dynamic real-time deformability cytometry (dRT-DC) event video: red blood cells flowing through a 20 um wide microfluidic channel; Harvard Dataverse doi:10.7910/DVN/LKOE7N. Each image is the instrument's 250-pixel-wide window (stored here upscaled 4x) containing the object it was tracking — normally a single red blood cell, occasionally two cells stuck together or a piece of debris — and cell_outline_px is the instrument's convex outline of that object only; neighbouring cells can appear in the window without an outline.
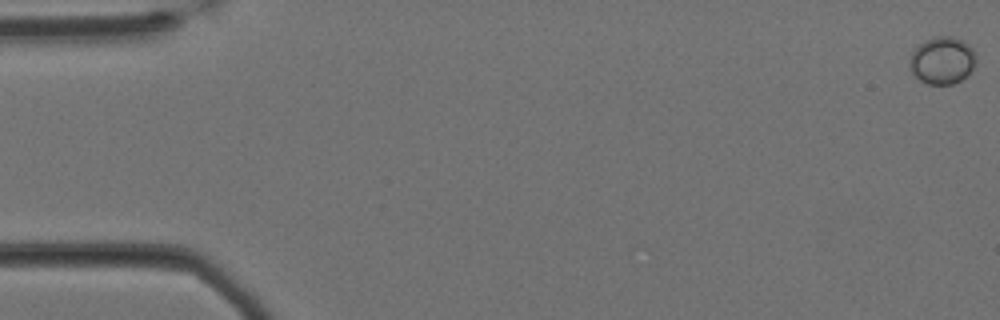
{"species": "Egyptian fruit bat (a non-hibernating species)", "species_latin": "Rousettus aegyptiacus", "temperature_condition": "cold", "stored_images_in_passage": 27, "camera_frame_rate_fps": 3000, "um_per_image_px": 0.085, "animal": {"sex": "female"}, "frame": {"image": 1, "passage_image": 1, "time_ms": 0.0, "image_size_px": [1000, 320], "cell_outline_px": [[976, 60], [972, 68], [960, 80], [952, 84], [928, 84], [912, 76], [908, 64], [908, 60], [912, 52], [924, 40], [936, 36], [952, 36], [968, 44], [972, 48], [976, 56]], "centroid_in_image_um": [80.04, 5.13], "position_along_channel_um": 5.0, "area_um2": 18.32}}
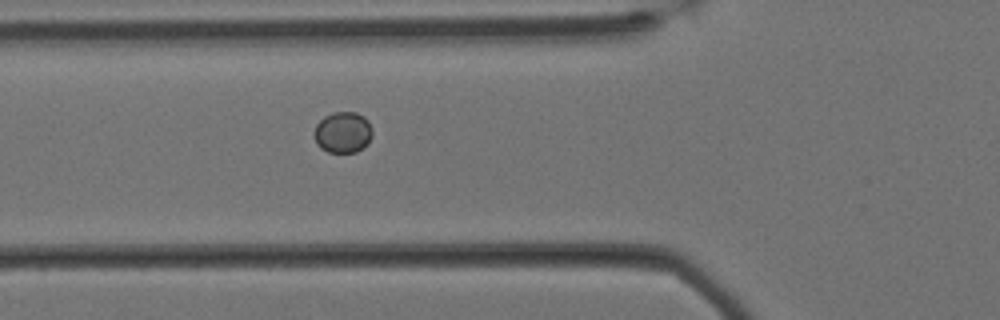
{"frame": {"image": 2, "passage_image": 22, "time_ms": 7.0, "image_size_px": [1000, 320], "cell_outline_px": [[372, 136], [368, 144], [364, 148], [356, 152], [328, 152], [320, 148], [316, 144], [316, 124], [324, 116], [332, 112], [356, 112], [364, 116], [368, 120], [372, 128]], "centroid_in_image_um": [29.18, 11.25], "position_along_channel_um": 96.6, "area_um2": 14.05}}
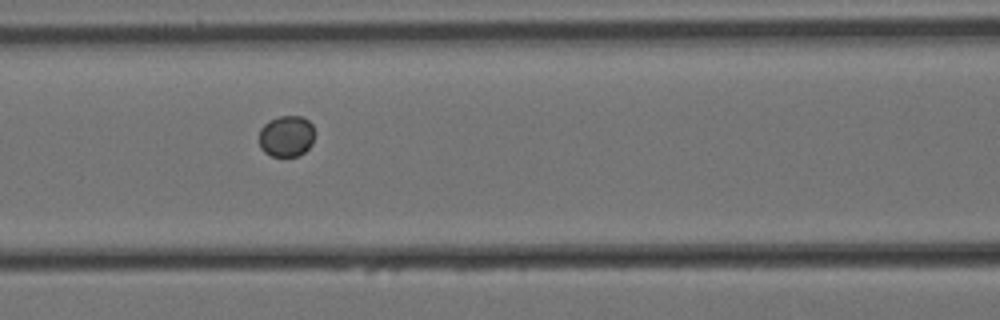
{"frame": {"image": 3, "passage_image": 26, "time_ms": 8.333, "image_size_px": [1000, 320], "cell_outline_px": [[312, 144], [300, 156], [272, 156], [264, 152], [260, 148], [260, 128], [268, 120], [280, 116], [300, 116], [308, 120], [312, 124]], "centroid_in_image_um": [24.32, 11.57], "position_along_channel_um": 142.3, "area_um2": 13.29}}